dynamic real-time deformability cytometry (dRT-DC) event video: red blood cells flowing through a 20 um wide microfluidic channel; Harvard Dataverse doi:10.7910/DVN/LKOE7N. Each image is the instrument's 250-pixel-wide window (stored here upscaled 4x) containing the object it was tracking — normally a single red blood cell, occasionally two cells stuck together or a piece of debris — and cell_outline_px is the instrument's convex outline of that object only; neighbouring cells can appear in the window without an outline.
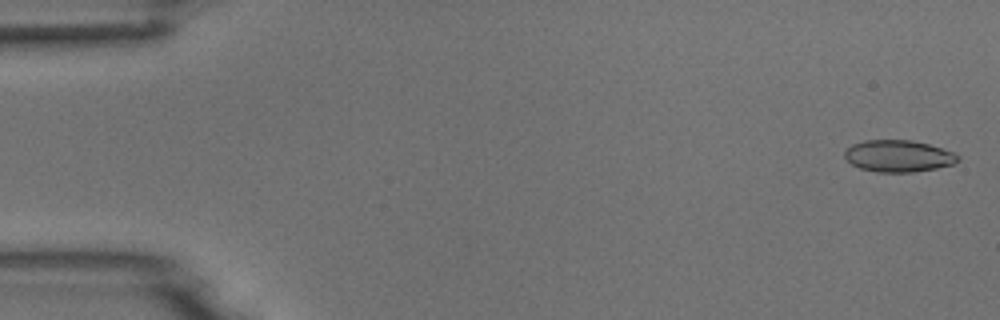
{"species": "common noctule bat (a hibernating species)", "species_latin": "Nyctalus noctula", "temperature_condition": "room temperature", "stored_images_in_passage": 5, "camera_frame_rate_fps": 3000, "um_per_image_px": 0.085, "animal": {"sex": "male", "body_mass_g": 18.8}, "frame": {"image": 1, "passage_image": 1, "time_ms": 0.0, "image_size_px": [1000, 320], "cell_outline_px": [[960, 160], [952, 164], [936, 168], [912, 172], [876, 172], [860, 168], [852, 164], [844, 156], [844, 152], [852, 144], [864, 140], [912, 140], [928, 144], [952, 152], [960, 156]], "centroid_in_image_um": [76.35, 13.26], "position_along_channel_um": 8.7, "area_um2": 20.87}}
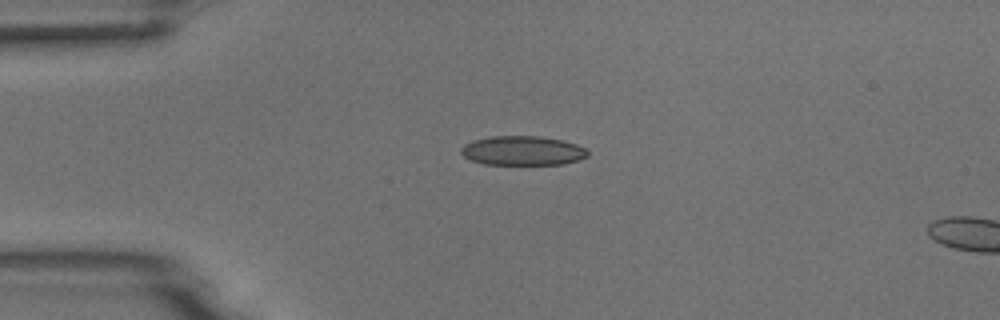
{"frame": {"image": 2, "passage_image": 4, "time_ms": 3.667, "image_size_px": [1000, 320], "cell_outline_px": [[588, 156], [580, 160], [564, 164], [484, 164], [472, 160], [464, 156], [460, 152], [460, 148], [464, 144], [472, 140], [488, 136], [540, 136], [564, 140], [576, 144], [584, 148], [588, 152]], "centroid_in_image_um": [44.42, 12.8], "position_along_channel_um": 40.6, "area_um2": 21.79}}